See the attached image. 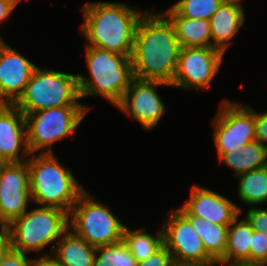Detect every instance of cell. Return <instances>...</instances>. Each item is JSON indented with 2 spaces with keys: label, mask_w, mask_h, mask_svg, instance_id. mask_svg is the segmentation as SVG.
<instances>
[{
  "label": "cell",
  "mask_w": 267,
  "mask_h": 266,
  "mask_svg": "<svg viewBox=\"0 0 267 266\" xmlns=\"http://www.w3.org/2000/svg\"><path fill=\"white\" fill-rule=\"evenodd\" d=\"M180 49L169 18L160 11L145 10L137 26L131 55L134 77L172 85Z\"/></svg>",
  "instance_id": "1"
},
{
  "label": "cell",
  "mask_w": 267,
  "mask_h": 266,
  "mask_svg": "<svg viewBox=\"0 0 267 266\" xmlns=\"http://www.w3.org/2000/svg\"><path fill=\"white\" fill-rule=\"evenodd\" d=\"M85 46L131 56L137 26L145 12L121 2H87L82 6Z\"/></svg>",
  "instance_id": "2"
},
{
  "label": "cell",
  "mask_w": 267,
  "mask_h": 266,
  "mask_svg": "<svg viewBox=\"0 0 267 266\" xmlns=\"http://www.w3.org/2000/svg\"><path fill=\"white\" fill-rule=\"evenodd\" d=\"M26 162L32 203L60 208L69 214L86 190L70 169L62 165L54 153H33Z\"/></svg>",
  "instance_id": "3"
},
{
  "label": "cell",
  "mask_w": 267,
  "mask_h": 266,
  "mask_svg": "<svg viewBox=\"0 0 267 266\" xmlns=\"http://www.w3.org/2000/svg\"><path fill=\"white\" fill-rule=\"evenodd\" d=\"M85 56L91 77L77 75L81 99L102 96L116 107L134 78L131 56L92 46H85Z\"/></svg>",
  "instance_id": "4"
},
{
  "label": "cell",
  "mask_w": 267,
  "mask_h": 266,
  "mask_svg": "<svg viewBox=\"0 0 267 266\" xmlns=\"http://www.w3.org/2000/svg\"><path fill=\"white\" fill-rule=\"evenodd\" d=\"M80 99L77 75L37 67L14 105L23 114L62 106H85L89 110Z\"/></svg>",
  "instance_id": "5"
},
{
  "label": "cell",
  "mask_w": 267,
  "mask_h": 266,
  "mask_svg": "<svg viewBox=\"0 0 267 266\" xmlns=\"http://www.w3.org/2000/svg\"><path fill=\"white\" fill-rule=\"evenodd\" d=\"M68 213L60 208L38 206L9 225L12 249L28 254L58 241L68 227Z\"/></svg>",
  "instance_id": "6"
},
{
  "label": "cell",
  "mask_w": 267,
  "mask_h": 266,
  "mask_svg": "<svg viewBox=\"0 0 267 266\" xmlns=\"http://www.w3.org/2000/svg\"><path fill=\"white\" fill-rule=\"evenodd\" d=\"M68 217L69 229L95 248L122 241L126 225L87 190L80 195Z\"/></svg>",
  "instance_id": "7"
},
{
  "label": "cell",
  "mask_w": 267,
  "mask_h": 266,
  "mask_svg": "<svg viewBox=\"0 0 267 266\" xmlns=\"http://www.w3.org/2000/svg\"><path fill=\"white\" fill-rule=\"evenodd\" d=\"M87 112L85 106H62L24 114L29 152L53 153L52 145L73 135Z\"/></svg>",
  "instance_id": "8"
},
{
  "label": "cell",
  "mask_w": 267,
  "mask_h": 266,
  "mask_svg": "<svg viewBox=\"0 0 267 266\" xmlns=\"http://www.w3.org/2000/svg\"><path fill=\"white\" fill-rule=\"evenodd\" d=\"M212 122L218 158L256 140L255 109L248 104L225 99Z\"/></svg>",
  "instance_id": "9"
},
{
  "label": "cell",
  "mask_w": 267,
  "mask_h": 266,
  "mask_svg": "<svg viewBox=\"0 0 267 266\" xmlns=\"http://www.w3.org/2000/svg\"><path fill=\"white\" fill-rule=\"evenodd\" d=\"M162 221L163 244L175 265L218 264L205 250L203 242L190 221L178 210Z\"/></svg>",
  "instance_id": "10"
},
{
  "label": "cell",
  "mask_w": 267,
  "mask_h": 266,
  "mask_svg": "<svg viewBox=\"0 0 267 266\" xmlns=\"http://www.w3.org/2000/svg\"><path fill=\"white\" fill-rule=\"evenodd\" d=\"M214 47H181L172 87L200 92L209 87L223 62Z\"/></svg>",
  "instance_id": "11"
},
{
  "label": "cell",
  "mask_w": 267,
  "mask_h": 266,
  "mask_svg": "<svg viewBox=\"0 0 267 266\" xmlns=\"http://www.w3.org/2000/svg\"><path fill=\"white\" fill-rule=\"evenodd\" d=\"M166 83L133 78L121 102L115 107L137 120L144 130H152L165 115L166 106L159 96L158 87Z\"/></svg>",
  "instance_id": "12"
},
{
  "label": "cell",
  "mask_w": 267,
  "mask_h": 266,
  "mask_svg": "<svg viewBox=\"0 0 267 266\" xmlns=\"http://www.w3.org/2000/svg\"><path fill=\"white\" fill-rule=\"evenodd\" d=\"M27 162H9L0 172V214L9 225L31 203Z\"/></svg>",
  "instance_id": "13"
},
{
  "label": "cell",
  "mask_w": 267,
  "mask_h": 266,
  "mask_svg": "<svg viewBox=\"0 0 267 266\" xmlns=\"http://www.w3.org/2000/svg\"><path fill=\"white\" fill-rule=\"evenodd\" d=\"M177 209L184 216H196L223 226H229L242 212L229 198L198 185L191 188L189 199Z\"/></svg>",
  "instance_id": "14"
},
{
  "label": "cell",
  "mask_w": 267,
  "mask_h": 266,
  "mask_svg": "<svg viewBox=\"0 0 267 266\" xmlns=\"http://www.w3.org/2000/svg\"><path fill=\"white\" fill-rule=\"evenodd\" d=\"M37 67L7 45L0 53V104H14Z\"/></svg>",
  "instance_id": "15"
},
{
  "label": "cell",
  "mask_w": 267,
  "mask_h": 266,
  "mask_svg": "<svg viewBox=\"0 0 267 266\" xmlns=\"http://www.w3.org/2000/svg\"><path fill=\"white\" fill-rule=\"evenodd\" d=\"M30 154L24 114L14 104H0V155L9 163L24 162Z\"/></svg>",
  "instance_id": "16"
},
{
  "label": "cell",
  "mask_w": 267,
  "mask_h": 266,
  "mask_svg": "<svg viewBox=\"0 0 267 266\" xmlns=\"http://www.w3.org/2000/svg\"><path fill=\"white\" fill-rule=\"evenodd\" d=\"M240 1L223 0L209 20L212 47L223 53L245 22L244 8Z\"/></svg>",
  "instance_id": "17"
},
{
  "label": "cell",
  "mask_w": 267,
  "mask_h": 266,
  "mask_svg": "<svg viewBox=\"0 0 267 266\" xmlns=\"http://www.w3.org/2000/svg\"><path fill=\"white\" fill-rule=\"evenodd\" d=\"M57 244V246L56 243L51 246L50 255L60 264L64 266H93L96 248L69 228L63 233Z\"/></svg>",
  "instance_id": "18"
},
{
  "label": "cell",
  "mask_w": 267,
  "mask_h": 266,
  "mask_svg": "<svg viewBox=\"0 0 267 266\" xmlns=\"http://www.w3.org/2000/svg\"><path fill=\"white\" fill-rule=\"evenodd\" d=\"M164 14L172 22L181 47H212L209 20L179 16L171 7Z\"/></svg>",
  "instance_id": "19"
},
{
  "label": "cell",
  "mask_w": 267,
  "mask_h": 266,
  "mask_svg": "<svg viewBox=\"0 0 267 266\" xmlns=\"http://www.w3.org/2000/svg\"><path fill=\"white\" fill-rule=\"evenodd\" d=\"M238 218L228 226L225 254L217 262L218 266H234L249 262L253 229L244 217L239 221Z\"/></svg>",
  "instance_id": "20"
},
{
  "label": "cell",
  "mask_w": 267,
  "mask_h": 266,
  "mask_svg": "<svg viewBox=\"0 0 267 266\" xmlns=\"http://www.w3.org/2000/svg\"><path fill=\"white\" fill-rule=\"evenodd\" d=\"M219 161L232 169L233 176L237 177L254 169L267 167V147L255 140L241 146L238 151L223 154Z\"/></svg>",
  "instance_id": "21"
},
{
  "label": "cell",
  "mask_w": 267,
  "mask_h": 266,
  "mask_svg": "<svg viewBox=\"0 0 267 266\" xmlns=\"http://www.w3.org/2000/svg\"><path fill=\"white\" fill-rule=\"evenodd\" d=\"M202 239L206 252L218 262L225 254L228 226L214 224L196 216H185Z\"/></svg>",
  "instance_id": "22"
},
{
  "label": "cell",
  "mask_w": 267,
  "mask_h": 266,
  "mask_svg": "<svg viewBox=\"0 0 267 266\" xmlns=\"http://www.w3.org/2000/svg\"><path fill=\"white\" fill-rule=\"evenodd\" d=\"M238 198L246 205L254 207L267 202V167L254 169L237 176Z\"/></svg>",
  "instance_id": "23"
},
{
  "label": "cell",
  "mask_w": 267,
  "mask_h": 266,
  "mask_svg": "<svg viewBox=\"0 0 267 266\" xmlns=\"http://www.w3.org/2000/svg\"><path fill=\"white\" fill-rule=\"evenodd\" d=\"M122 241L129 248L137 262L146 260L164 245L162 229L158 230L155 236L150 232H145V228L134 230L126 226Z\"/></svg>",
  "instance_id": "24"
},
{
  "label": "cell",
  "mask_w": 267,
  "mask_h": 266,
  "mask_svg": "<svg viewBox=\"0 0 267 266\" xmlns=\"http://www.w3.org/2000/svg\"><path fill=\"white\" fill-rule=\"evenodd\" d=\"M137 260L123 241L96 248L93 266H137Z\"/></svg>",
  "instance_id": "25"
},
{
  "label": "cell",
  "mask_w": 267,
  "mask_h": 266,
  "mask_svg": "<svg viewBox=\"0 0 267 266\" xmlns=\"http://www.w3.org/2000/svg\"><path fill=\"white\" fill-rule=\"evenodd\" d=\"M223 0H180L171 8L182 17L210 20Z\"/></svg>",
  "instance_id": "26"
},
{
  "label": "cell",
  "mask_w": 267,
  "mask_h": 266,
  "mask_svg": "<svg viewBox=\"0 0 267 266\" xmlns=\"http://www.w3.org/2000/svg\"><path fill=\"white\" fill-rule=\"evenodd\" d=\"M249 262L267 263V234L253 230Z\"/></svg>",
  "instance_id": "27"
},
{
  "label": "cell",
  "mask_w": 267,
  "mask_h": 266,
  "mask_svg": "<svg viewBox=\"0 0 267 266\" xmlns=\"http://www.w3.org/2000/svg\"><path fill=\"white\" fill-rule=\"evenodd\" d=\"M244 218L254 231L267 234V208L251 207Z\"/></svg>",
  "instance_id": "28"
},
{
  "label": "cell",
  "mask_w": 267,
  "mask_h": 266,
  "mask_svg": "<svg viewBox=\"0 0 267 266\" xmlns=\"http://www.w3.org/2000/svg\"><path fill=\"white\" fill-rule=\"evenodd\" d=\"M171 253L163 245L158 251L149 256L146 260L137 263V266H174Z\"/></svg>",
  "instance_id": "29"
},
{
  "label": "cell",
  "mask_w": 267,
  "mask_h": 266,
  "mask_svg": "<svg viewBox=\"0 0 267 266\" xmlns=\"http://www.w3.org/2000/svg\"><path fill=\"white\" fill-rule=\"evenodd\" d=\"M27 255L11 249L0 266H35L36 258H27Z\"/></svg>",
  "instance_id": "30"
},
{
  "label": "cell",
  "mask_w": 267,
  "mask_h": 266,
  "mask_svg": "<svg viewBox=\"0 0 267 266\" xmlns=\"http://www.w3.org/2000/svg\"><path fill=\"white\" fill-rule=\"evenodd\" d=\"M255 137L258 142L267 147V112L255 111Z\"/></svg>",
  "instance_id": "31"
},
{
  "label": "cell",
  "mask_w": 267,
  "mask_h": 266,
  "mask_svg": "<svg viewBox=\"0 0 267 266\" xmlns=\"http://www.w3.org/2000/svg\"><path fill=\"white\" fill-rule=\"evenodd\" d=\"M19 2V0H0V24L9 20L8 18Z\"/></svg>",
  "instance_id": "32"
},
{
  "label": "cell",
  "mask_w": 267,
  "mask_h": 266,
  "mask_svg": "<svg viewBox=\"0 0 267 266\" xmlns=\"http://www.w3.org/2000/svg\"><path fill=\"white\" fill-rule=\"evenodd\" d=\"M12 249L11 237L9 230L0 231V264L3 262L5 256Z\"/></svg>",
  "instance_id": "33"
},
{
  "label": "cell",
  "mask_w": 267,
  "mask_h": 266,
  "mask_svg": "<svg viewBox=\"0 0 267 266\" xmlns=\"http://www.w3.org/2000/svg\"><path fill=\"white\" fill-rule=\"evenodd\" d=\"M35 266H64L60 264L52 255L45 254L36 258Z\"/></svg>",
  "instance_id": "34"
},
{
  "label": "cell",
  "mask_w": 267,
  "mask_h": 266,
  "mask_svg": "<svg viewBox=\"0 0 267 266\" xmlns=\"http://www.w3.org/2000/svg\"><path fill=\"white\" fill-rule=\"evenodd\" d=\"M234 266H267V263L242 262V263L236 264Z\"/></svg>",
  "instance_id": "35"
},
{
  "label": "cell",
  "mask_w": 267,
  "mask_h": 266,
  "mask_svg": "<svg viewBox=\"0 0 267 266\" xmlns=\"http://www.w3.org/2000/svg\"><path fill=\"white\" fill-rule=\"evenodd\" d=\"M3 230H9V228H8V224H7L6 221L1 217V214H0V231H3Z\"/></svg>",
  "instance_id": "36"
},
{
  "label": "cell",
  "mask_w": 267,
  "mask_h": 266,
  "mask_svg": "<svg viewBox=\"0 0 267 266\" xmlns=\"http://www.w3.org/2000/svg\"><path fill=\"white\" fill-rule=\"evenodd\" d=\"M8 44L4 41V39L2 38V35L0 34V53L4 50V48L7 46Z\"/></svg>",
  "instance_id": "37"
},
{
  "label": "cell",
  "mask_w": 267,
  "mask_h": 266,
  "mask_svg": "<svg viewBox=\"0 0 267 266\" xmlns=\"http://www.w3.org/2000/svg\"><path fill=\"white\" fill-rule=\"evenodd\" d=\"M8 162L0 155V172L1 169L7 164Z\"/></svg>",
  "instance_id": "38"
},
{
  "label": "cell",
  "mask_w": 267,
  "mask_h": 266,
  "mask_svg": "<svg viewBox=\"0 0 267 266\" xmlns=\"http://www.w3.org/2000/svg\"><path fill=\"white\" fill-rule=\"evenodd\" d=\"M218 264H208V265H174V266H216Z\"/></svg>",
  "instance_id": "39"
}]
</instances>
